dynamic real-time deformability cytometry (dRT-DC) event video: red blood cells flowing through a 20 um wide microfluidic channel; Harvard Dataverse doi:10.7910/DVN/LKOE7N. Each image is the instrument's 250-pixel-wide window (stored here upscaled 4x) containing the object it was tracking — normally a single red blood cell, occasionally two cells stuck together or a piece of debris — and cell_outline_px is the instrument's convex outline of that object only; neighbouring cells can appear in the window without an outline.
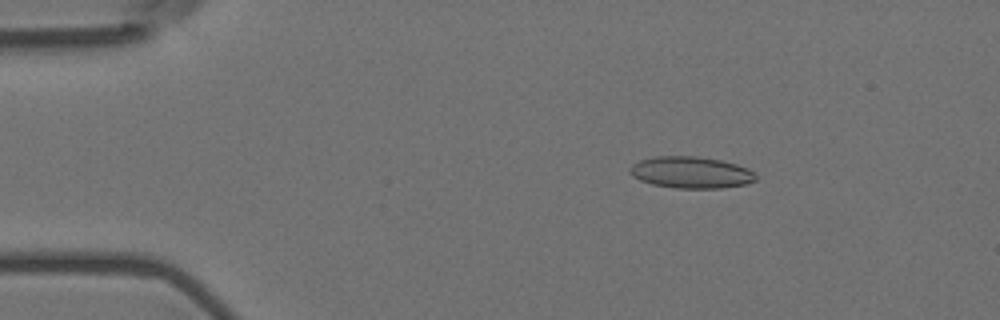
{"species": "Egyptian fruit bat (a non-hibernating species)", "species_latin": "Rousettus aegyptiacus", "temperature_condition": "room temperature", "stored_images_in_passage": 56, "camera_frame_rate_fps": 3000, "um_per_image_px": 0.085, "animal": {"sex": "female"}, "frame": {"image": 1, "passage_image": 9, "time_ms": 2.667, "image_size_px": [1000, 320], "cell_outline_px": [[756, 180], [744, 184], [720, 188], [676, 188], [652, 184], [640, 180], [632, 176], [628, 172], [628, 168], [632, 164], [640, 160], [656, 156], [696, 156], [720, 160], [736, 164], [748, 168], [756, 176]], "centroid_in_image_um": [58.69, 14.65], "position_along_channel_um": 26.3, "area_um2": 23.18}}
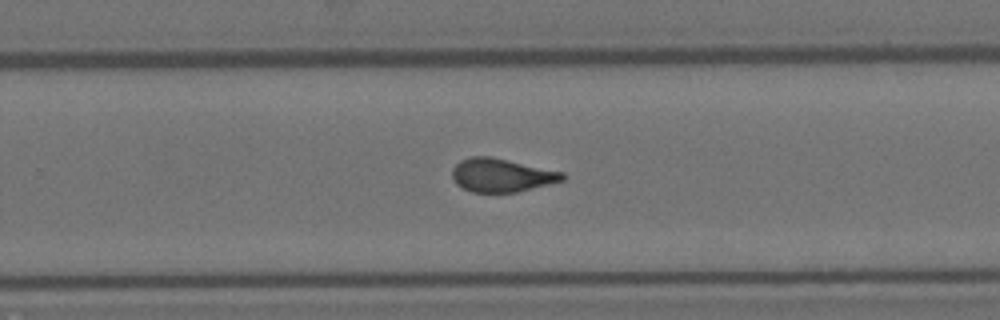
{"frame": {"image": 2, "passage_image": 36, "time_ms": 11.667, "image_size_px": [1000, 320], "cell_outline_px": [[568, 176], [564, 180], [516, 192], [472, 192], [456, 184], [452, 176], [452, 168], [460, 160], [472, 156], [492, 156], [564, 172]], "centroid_in_image_um": [42.64, 14.88], "position_along_channel_um": 287.2, "area_um2": 21.56}}
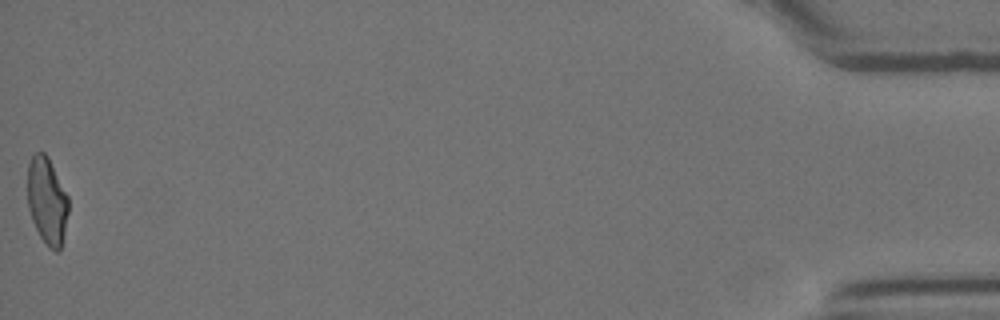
{"frame": {"image": 3, "passage_image": 56, "time_ms": 18.333, "image_size_px": [1000, 320], "cell_outline_px": [[68, 212], [60, 248], [56, 252], [48, 248], [40, 236], [32, 220], [28, 208], [28, 164], [32, 156], [36, 152], [44, 152], [48, 156], [68, 196]], "centroid_in_image_um": [3.99, 17.05], "position_along_channel_um": 431.2, "area_um2": 20.58}, "authors_computed_cell_mechanics": {"area_um2": 21.7906, "velocity_mm_per_s": 3.6267, "shape_relaxation_time_tau1_ms": null, "shape_relaxation_time_tau2_ms": 1.5661, "deformation_change_tau1": null, "deformation_change_tau2": 0.0862}}